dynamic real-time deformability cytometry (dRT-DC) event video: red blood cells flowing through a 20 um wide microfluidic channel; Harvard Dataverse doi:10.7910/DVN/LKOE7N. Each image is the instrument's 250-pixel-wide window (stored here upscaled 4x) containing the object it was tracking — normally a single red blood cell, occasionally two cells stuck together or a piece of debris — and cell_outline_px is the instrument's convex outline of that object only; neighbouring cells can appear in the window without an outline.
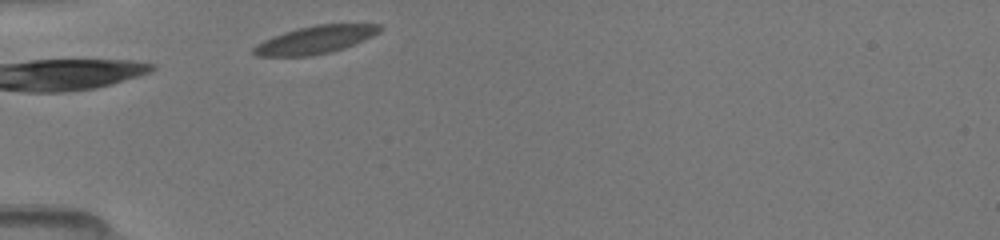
{"species": "common noctule bat (a hibernating species)", "species_latin": "Nyctalus noctula", "temperature_condition": "room temperature", "stored_images_in_passage": 1, "camera_frame_rate_fps": 3000, "um_per_image_px": 0.085, "animal": {"sex": "female", "body_mass_g": 19.5, "forearm_length_mm": 54.1}, "frame": {"image": 1, "passage_image": 1, "time_ms": 0.0, "image_size_px": [1000, 240], "cell_outline_px": [[384, 28], [380, 32], [364, 40], [344, 48], [332, 52], [312, 56], [256, 56], [252, 52], [252, 48], [256, 44], [272, 36], [296, 28], [316, 24], [380, 24]], "centroid_in_image_um": [26.8, 3.38], "position_along_channel_um": 58.2, "area_um2": 20.63}}